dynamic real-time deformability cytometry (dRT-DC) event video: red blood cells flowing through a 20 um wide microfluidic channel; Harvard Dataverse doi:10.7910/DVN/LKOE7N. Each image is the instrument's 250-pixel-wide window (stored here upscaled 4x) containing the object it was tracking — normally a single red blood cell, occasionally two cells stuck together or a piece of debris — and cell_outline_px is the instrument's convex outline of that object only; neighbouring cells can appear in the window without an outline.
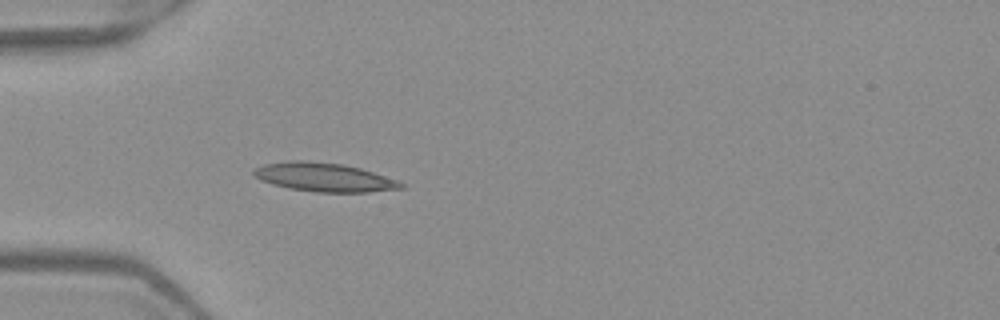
{"species": "Egyptian fruit bat (a non-hibernating species)", "species_latin": "Rousettus aegyptiacus", "temperature_condition": "warm", "stored_images_in_passage": 3, "camera_frame_rate_fps": 3000, "um_per_image_px": 0.085, "frame": {"image": 1, "passage_image": 3, "time_ms": 0.667, "image_size_px": [1000, 320], "cell_outline_px": [[404, 188], [368, 192], [316, 192], [288, 188], [272, 184], [260, 180], [252, 172], [252, 168], [264, 164], [288, 160], [308, 160], [344, 164], [360, 168], [396, 180], [404, 184]], "centroid_in_image_um": [27.49, 15.05], "position_along_channel_um": 57.5, "area_um2": 24.74}}